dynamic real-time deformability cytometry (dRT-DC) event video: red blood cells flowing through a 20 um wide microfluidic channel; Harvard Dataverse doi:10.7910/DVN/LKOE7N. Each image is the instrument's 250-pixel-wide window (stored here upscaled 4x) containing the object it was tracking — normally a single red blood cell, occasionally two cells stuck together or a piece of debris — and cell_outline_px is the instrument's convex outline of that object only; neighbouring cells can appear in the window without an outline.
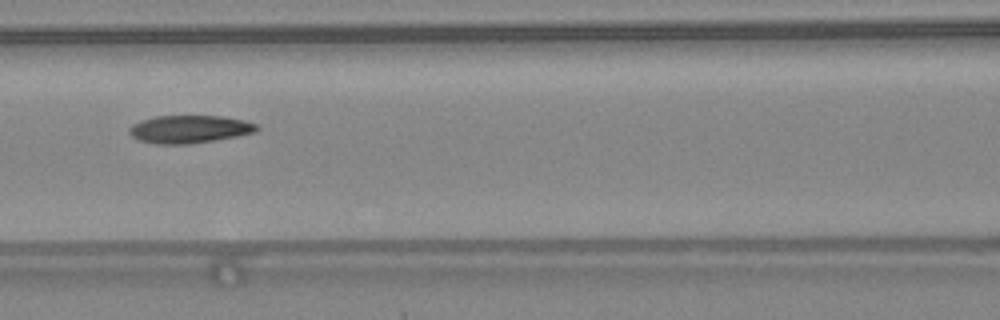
{"species": "common noctule bat (a hibernating species)", "species_latin": "Nyctalus noctula", "temperature_condition": "warm", "stored_images_in_passage": 46, "camera_frame_rate_fps": 3000, "um_per_image_px": 0.085, "animal": {"sex": "female", "body_mass_g": 24.6, "forearm_length_mm": 56.2}, "frame": {"image": 1, "passage_image": 20, "time_ms": 6.333, "image_size_px": [1000, 320], "cell_outline_px": [[260, 128], [256, 132], [216, 140], [192, 144], [156, 144], [140, 140], [132, 136], [128, 132], [128, 128], [132, 124], [140, 120], [156, 116], [224, 116], [244, 120], [256, 124]], "centroid_in_image_um": [16.1, 10.98], "position_along_channel_um": 150.5, "area_um2": 20.81}, "authors_computed_cell_mechanics": {"area_um2": 20.2878, "velocity_mm_per_s": 4.3449, "shape_relaxation_time_tau1_ms": 6.1333, "shape_relaxation_time_tau2_ms": 4.5834, "deformation_change_tau1": 0.1936, "deformation_change_tau2": 0.1234}}